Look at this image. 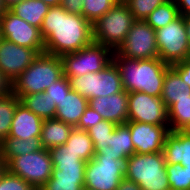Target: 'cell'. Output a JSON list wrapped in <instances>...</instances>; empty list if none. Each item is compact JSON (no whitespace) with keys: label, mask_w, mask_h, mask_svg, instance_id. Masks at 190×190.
Returning a JSON list of instances; mask_svg holds the SVG:
<instances>
[{"label":"cell","mask_w":190,"mask_h":190,"mask_svg":"<svg viewBox=\"0 0 190 190\" xmlns=\"http://www.w3.org/2000/svg\"><path fill=\"white\" fill-rule=\"evenodd\" d=\"M40 33L45 53L60 57L93 42L92 24L82 15L68 13L61 5L49 8Z\"/></svg>","instance_id":"obj_1"},{"label":"cell","mask_w":190,"mask_h":190,"mask_svg":"<svg viewBox=\"0 0 190 190\" xmlns=\"http://www.w3.org/2000/svg\"><path fill=\"white\" fill-rule=\"evenodd\" d=\"M113 61L119 69L123 89L126 92H142L161 97L166 71L171 67L160 58L129 59L115 51Z\"/></svg>","instance_id":"obj_2"},{"label":"cell","mask_w":190,"mask_h":190,"mask_svg":"<svg viewBox=\"0 0 190 190\" xmlns=\"http://www.w3.org/2000/svg\"><path fill=\"white\" fill-rule=\"evenodd\" d=\"M63 76L61 57L44 52L39 54L31 65L12 82V93L27 95L45 92Z\"/></svg>","instance_id":"obj_3"},{"label":"cell","mask_w":190,"mask_h":190,"mask_svg":"<svg viewBox=\"0 0 190 190\" xmlns=\"http://www.w3.org/2000/svg\"><path fill=\"white\" fill-rule=\"evenodd\" d=\"M125 178L142 190H170L163 152L134 153L128 157Z\"/></svg>","instance_id":"obj_4"},{"label":"cell","mask_w":190,"mask_h":190,"mask_svg":"<svg viewBox=\"0 0 190 190\" xmlns=\"http://www.w3.org/2000/svg\"><path fill=\"white\" fill-rule=\"evenodd\" d=\"M136 19L124 2H118L92 24L93 41L116 51Z\"/></svg>","instance_id":"obj_5"},{"label":"cell","mask_w":190,"mask_h":190,"mask_svg":"<svg viewBox=\"0 0 190 190\" xmlns=\"http://www.w3.org/2000/svg\"><path fill=\"white\" fill-rule=\"evenodd\" d=\"M113 53L109 47L93 41L77 52L63 54L61 59L64 76L69 79L100 72L113 61Z\"/></svg>","instance_id":"obj_6"},{"label":"cell","mask_w":190,"mask_h":190,"mask_svg":"<svg viewBox=\"0 0 190 190\" xmlns=\"http://www.w3.org/2000/svg\"><path fill=\"white\" fill-rule=\"evenodd\" d=\"M69 82L71 90L88 100L107 97L123 90L121 75L114 61L100 72L70 77Z\"/></svg>","instance_id":"obj_7"},{"label":"cell","mask_w":190,"mask_h":190,"mask_svg":"<svg viewBox=\"0 0 190 190\" xmlns=\"http://www.w3.org/2000/svg\"><path fill=\"white\" fill-rule=\"evenodd\" d=\"M127 158L115 160L94 155L85 167L84 188L88 190H117L125 177Z\"/></svg>","instance_id":"obj_8"},{"label":"cell","mask_w":190,"mask_h":190,"mask_svg":"<svg viewBox=\"0 0 190 190\" xmlns=\"http://www.w3.org/2000/svg\"><path fill=\"white\" fill-rule=\"evenodd\" d=\"M6 170L30 183L40 190L52 176V158L50 151L42 148L36 152L12 158L6 165Z\"/></svg>","instance_id":"obj_9"},{"label":"cell","mask_w":190,"mask_h":190,"mask_svg":"<svg viewBox=\"0 0 190 190\" xmlns=\"http://www.w3.org/2000/svg\"><path fill=\"white\" fill-rule=\"evenodd\" d=\"M159 58L172 65L190 58V43L187 37L184 16L156 30Z\"/></svg>","instance_id":"obj_10"},{"label":"cell","mask_w":190,"mask_h":190,"mask_svg":"<svg viewBox=\"0 0 190 190\" xmlns=\"http://www.w3.org/2000/svg\"><path fill=\"white\" fill-rule=\"evenodd\" d=\"M115 52L136 60L159 58L156 31L145 20H136Z\"/></svg>","instance_id":"obj_11"},{"label":"cell","mask_w":190,"mask_h":190,"mask_svg":"<svg viewBox=\"0 0 190 190\" xmlns=\"http://www.w3.org/2000/svg\"><path fill=\"white\" fill-rule=\"evenodd\" d=\"M1 38H5L19 46L34 49L38 54L45 52L44 40L40 29L30 25L10 10L0 17Z\"/></svg>","instance_id":"obj_12"},{"label":"cell","mask_w":190,"mask_h":190,"mask_svg":"<svg viewBox=\"0 0 190 190\" xmlns=\"http://www.w3.org/2000/svg\"><path fill=\"white\" fill-rule=\"evenodd\" d=\"M128 121L169 126L168 110L161 97L128 92Z\"/></svg>","instance_id":"obj_13"},{"label":"cell","mask_w":190,"mask_h":190,"mask_svg":"<svg viewBox=\"0 0 190 190\" xmlns=\"http://www.w3.org/2000/svg\"><path fill=\"white\" fill-rule=\"evenodd\" d=\"M38 55L34 49L19 46L5 38L0 39V71L11 82L23 73Z\"/></svg>","instance_id":"obj_14"},{"label":"cell","mask_w":190,"mask_h":190,"mask_svg":"<svg viewBox=\"0 0 190 190\" xmlns=\"http://www.w3.org/2000/svg\"><path fill=\"white\" fill-rule=\"evenodd\" d=\"M125 124L130 129L135 153L163 152L166 136L170 133L169 126H158L135 121H128Z\"/></svg>","instance_id":"obj_15"},{"label":"cell","mask_w":190,"mask_h":190,"mask_svg":"<svg viewBox=\"0 0 190 190\" xmlns=\"http://www.w3.org/2000/svg\"><path fill=\"white\" fill-rule=\"evenodd\" d=\"M93 144L95 155H105L115 160L128 158L135 153L130 129L126 124L117 125L112 136L105 140L93 141Z\"/></svg>","instance_id":"obj_16"},{"label":"cell","mask_w":190,"mask_h":190,"mask_svg":"<svg viewBox=\"0 0 190 190\" xmlns=\"http://www.w3.org/2000/svg\"><path fill=\"white\" fill-rule=\"evenodd\" d=\"M89 107L100 114L103 120L116 125L128 122V92L124 89L107 97L90 99Z\"/></svg>","instance_id":"obj_17"},{"label":"cell","mask_w":190,"mask_h":190,"mask_svg":"<svg viewBox=\"0 0 190 190\" xmlns=\"http://www.w3.org/2000/svg\"><path fill=\"white\" fill-rule=\"evenodd\" d=\"M43 121V119L19 103L14 112L9 136L22 140L41 137Z\"/></svg>","instance_id":"obj_18"},{"label":"cell","mask_w":190,"mask_h":190,"mask_svg":"<svg viewBox=\"0 0 190 190\" xmlns=\"http://www.w3.org/2000/svg\"><path fill=\"white\" fill-rule=\"evenodd\" d=\"M85 167H53L52 176L40 190H83Z\"/></svg>","instance_id":"obj_19"},{"label":"cell","mask_w":190,"mask_h":190,"mask_svg":"<svg viewBox=\"0 0 190 190\" xmlns=\"http://www.w3.org/2000/svg\"><path fill=\"white\" fill-rule=\"evenodd\" d=\"M165 162L181 164L190 161V133L188 130L170 131L163 147Z\"/></svg>","instance_id":"obj_20"},{"label":"cell","mask_w":190,"mask_h":190,"mask_svg":"<svg viewBox=\"0 0 190 190\" xmlns=\"http://www.w3.org/2000/svg\"><path fill=\"white\" fill-rule=\"evenodd\" d=\"M88 106L89 100L87 98L70 90L67 96H64L56 105L55 118L75 128Z\"/></svg>","instance_id":"obj_21"},{"label":"cell","mask_w":190,"mask_h":190,"mask_svg":"<svg viewBox=\"0 0 190 190\" xmlns=\"http://www.w3.org/2000/svg\"><path fill=\"white\" fill-rule=\"evenodd\" d=\"M161 99L167 110L179 99H190V86L183 82L180 75L172 67L166 71Z\"/></svg>","instance_id":"obj_22"},{"label":"cell","mask_w":190,"mask_h":190,"mask_svg":"<svg viewBox=\"0 0 190 190\" xmlns=\"http://www.w3.org/2000/svg\"><path fill=\"white\" fill-rule=\"evenodd\" d=\"M73 128L72 125L56 118L44 120L40 137L42 148L50 150L51 148L64 145Z\"/></svg>","instance_id":"obj_23"},{"label":"cell","mask_w":190,"mask_h":190,"mask_svg":"<svg viewBox=\"0 0 190 190\" xmlns=\"http://www.w3.org/2000/svg\"><path fill=\"white\" fill-rule=\"evenodd\" d=\"M40 149H42L40 137L22 140L8 136L0 143V156L6 165L12 158L33 153Z\"/></svg>","instance_id":"obj_24"},{"label":"cell","mask_w":190,"mask_h":190,"mask_svg":"<svg viewBox=\"0 0 190 190\" xmlns=\"http://www.w3.org/2000/svg\"><path fill=\"white\" fill-rule=\"evenodd\" d=\"M49 8L42 0H22L9 10L30 25L40 29Z\"/></svg>","instance_id":"obj_25"},{"label":"cell","mask_w":190,"mask_h":190,"mask_svg":"<svg viewBox=\"0 0 190 190\" xmlns=\"http://www.w3.org/2000/svg\"><path fill=\"white\" fill-rule=\"evenodd\" d=\"M20 103L43 120L55 118L56 104L52 103L45 92L16 95Z\"/></svg>","instance_id":"obj_26"},{"label":"cell","mask_w":190,"mask_h":190,"mask_svg":"<svg viewBox=\"0 0 190 190\" xmlns=\"http://www.w3.org/2000/svg\"><path fill=\"white\" fill-rule=\"evenodd\" d=\"M64 146H69V149L85 162L92 159L96 153L88 132L77 128H73Z\"/></svg>","instance_id":"obj_27"},{"label":"cell","mask_w":190,"mask_h":190,"mask_svg":"<svg viewBox=\"0 0 190 190\" xmlns=\"http://www.w3.org/2000/svg\"><path fill=\"white\" fill-rule=\"evenodd\" d=\"M179 16L176 2L168 0L154 9L144 20L156 31L173 22Z\"/></svg>","instance_id":"obj_28"},{"label":"cell","mask_w":190,"mask_h":190,"mask_svg":"<svg viewBox=\"0 0 190 190\" xmlns=\"http://www.w3.org/2000/svg\"><path fill=\"white\" fill-rule=\"evenodd\" d=\"M170 131L190 128V99H179L168 109Z\"/></svg>","instance_id":"obj_29"},{"label":"cell","mask_w":190,"mask_h":190,"mask_svg":"<svg viewBox=\"0 0 190 190\" xmlns=\"http://www.w3.org/2000/svg\"><path fill=\"white\" fill-rule=\"evenodd\" d=\"M20 99L13 93L0 97V143L9 136L14 112Z\"/></svg>","instance_id":"obj_30"},{"label":"cell","mask_w":190,"mask_h":190,"mask_svg":"<svg viewBox=\"0 0 190 190\" xmlns=\"http://www.w3.org/2000/svg\"><path fill=\"white\" fill-rule=\"evenodd\" d=\"M53 167H86L87 162L69 149V146H57L50 150Z\"/></svg>","instance_id":"obj_31"},{"label":"cell","mask_w":190,"mask_h":190,"mask_svg":"<svg viewBox=\"0 0 190 190\" xmlns=\"http://www.w3.org/2000/svg\"><path fill=\"white\" fill-rule=\"evenodd\" d=\"M118 2L119 0H83L82 16L93 24Z\"/></svg>","instance_id":"obj_32"},{"label":"cell","mask_w":190,"mask_h":190,"mask_svg":"<svg viewBox=\"0 0 190 190\" xmlns=\"http://www.w3.org/2000/svg\"><path fill=\"white\" fill-rule=\"evenodd\" d=\"M170 190H190L189 174L182 164L166 163Z\"/></svg>","instance_id":"obj_33"},{"label":"cell","mask_w":190,"mask_h":190,"mask_svg":"<svg viewBox=\"0 0 190 190\" xmlns=\"http://www.w3.org/2000/svg\"><path fill=\"white\" fill-rule=\"evenodd\" d=\"M168 0H125L124 3L136 20H144L154 9Z\"/></svg>","instance_id":"obj_34"},{"label":"cell","mask_w":190,"mask_h":190,"mask_svg":"<svg viewBox=\"0 0 190 190\" xmlns=\"http://www.w3.org/2000/svg\"><path fill=\"white\" fill-rule=\"evenodd\" d=\"M0 190H36L30 183L21 177L5 170L0 176Z\"/></svg>","instance_id":"obj_35"},{"label":"cell","mask_w":190,"mask_h":190,"mask_svg":"<svg viewBox=\"0 0 190 190\" xmlns=\"http://www.w3.org/2000/svg\"><path fill=\"white\" fill-rule=\"evenodd\" d=\"M70 90L71 87L69 79L66 76H63L61 79L49 86L45 93L50 98L52 103L57 105L64 96H67Z\"/></svg>","instance_id":"obj_36"},{"label":"cell","mask_w":190,"mask_h":190,"mask_svg":"<svg viewBox=\"0 0 190 190\" xmlns=\"http://www.w3.org/2000/svg\"><path fill=\"white\" fill-rule=\"evenodd\" d=\"M117 125L113 122L102 120L95 126L87 130L92 141L105 140L112 136L114 129Z\"/></svg>","instance_id":"obj_37"},{"label":"cell","mask_w":190,"mask_h":190,"mask_svg":"<svg viewBox=\"0 0 190 190\" xmlns=\"http://www.w3.org/2000/svg\"><path fill=\"white\" fill-rule=\"evenodd\" d=\"M102 120H103L102 116L88 106L85 109L84 114L81 116L78 125L75 128L87 131L92 126H95Z\"/></svg>","instance_id":"obj_38"},{"label":"cell","mask_w":190,"mask_h":190,"mask_svg":"<svg viewBox=\"0 0 190 190\" xmlns=\"http://www.w3.org/2000/svg\"><path fill=\"white\" fill-rule=\"evenodd\" d=\"M171 67L180 75L183 82L190 86V60H183L171 65Z\"/></svg>","instance_id":"obj_39"},{"label":"cell","mask_w":190,"mask_h":190,"mask_svg":"<svg viewBox=\"0 0 190 190\" xmlns=\"http://www.w3.org/2000/svg\"><path fill=\"white\" fill-rule=\"evenodd\" d=\"M60 5L68 13L82 15L83 0H61Z\"/></svg>","instance_id":"obj_40"},{"label":"cell","mask_w":190,"mask_h":190,"mask_svg":"<svg viewBox=\"0 0 190 190\" xmlns=\"http://www.w3.org/2000/svg\"><path fill=\"white\" fill-rule=\"evenodd\" d=\"M12 93V82L9 78L0 71V97Z\"/></svg>","instance_id":"obj_41"},{"label":"cell","mask_w":190,"mask_h":190,"mask_svg":"<svg viewBox=\"0 0 190 190\" xmlns=\"http://www.w3.org/2000/svg\"><path fill=\"white\" fill-rule=\"evenodd\" d=\"M178 7L179 15L190 16V0H174Z\"/></svg>","instance_id":"obj_42"},{"label":"cell","mask_w":190,"mask_h":190,"mask_svg":"<svg viewBox=\"0 0 190 190\" xmlns=\"http://www.w3.org/2000/svg\"><path fill=\"white\" fill-rule=\"evenodd\" d=\"M117 190H142V189L137 183L124 177L120 181V184H119Z\"/></svg>","instance_id":"obj_43"},{"label":"cell","mask_w":190,"mask_h":190,"mask_svg":"<svg viewBox=\"0 0 190 190\" xmlns=\"http://www.w3.org/2000/svg\"><path fill=\"white\" fill-rule=\"evenodd\" d=\"M184 21L186 26L187 37L190 43V16H184Z\"/></svg>","instance_id":"obj_44"},{"label":"cell","mask_w":190,"mask_h":190,"mask_svg":"<svg viewBox=\"0 0 190 190\" xmlns=\"http://www.w3.org/2000/svg\"><path fill=\"white\" fill-rule=\"evenodd\" d=\"M49 7L58 6L61 3V0H42Z\"/></svg>","instance_id":"obj_45"},{"label":"cell","mask_w":190,"mask_h":190,"mask_svg":"<svg viewBox=\"0 0 190 190\" xmlns=\"http://www.w3.org/2000/svg\"><path fill=\"white\" fill-rule=\"evenodd\" d=\"M22 0H4V4L9 10L11 7H13L15 4L19 3Z\"/></svg>","instance_id":"obj_46"},{"label":"cell","mask_w":190,"mask_h":190,"mask_svg":"<svg viewBox=\"0 0 190 190\" xmlns=\"http://www.w3.org/2000/svg\"><path fill=\"white\" fill-rule=\"evenodd\" d=\"M7 7L4 4V0H0V17L7 11Z\"/></svg>","instance_id":"obj_47"},{"label":"cell","mask_w":190,"mask_h":190,"mask_svg":"<svg viewBox=\"0 0 190 190\" xmlns=\"http://www.w3.org/2000/svg\"><path fill=\"white\" fill-rule=\"evenodd\" d=\"M6 170L4 160L0 156V176Z\"/></svg>","instance_id":"obj_48"},{"label":"cell","mask_w":190,"mask_h":190,"mask_svg":"<svg viewBox=\"0 0 190 190\" xmlns=\"http://www.w3.org/2000/svg\"><path fill=\"white\" fill-rule=\"evenodd\" d=\"M181 164H182L184 167H186V170H187V172H188V174H189V181H190V161H188V162H181Z\"/></svg>","instance_id":"obj_49"}]
</instances>
